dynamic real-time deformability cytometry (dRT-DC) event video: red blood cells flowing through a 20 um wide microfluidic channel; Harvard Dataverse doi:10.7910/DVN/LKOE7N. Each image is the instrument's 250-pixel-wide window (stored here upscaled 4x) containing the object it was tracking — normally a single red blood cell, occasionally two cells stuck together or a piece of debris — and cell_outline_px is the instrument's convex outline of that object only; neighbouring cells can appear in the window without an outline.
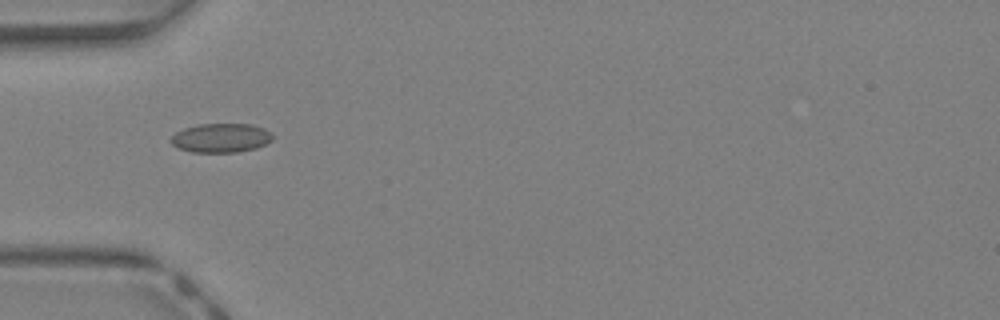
{"species": "Egyptian fruit bat (a non-hibernating species)", "species_latin": "Rousettus aegyptiacus", "temperature_condition": "warm", "stored_images_in_passage": 41, "camera_frame_rate_fps": 3000, "um_per_image_px": 0.085, "animal": {"sex": "female"}, "frame": {"image": 1, "passage_image": 12, "time_ms": 3.667, "image_size_px": [1000, 320], "cell_outline_px": [[272, 140], [256, 148], [236, 152], [192, 152], [180, 148], [172, 144], [172, 136], [176, 132], [184, 128], [200, 124], [252, 124], [264, 128], [272, 132]], "centroid_in_image_um": [18.81, 11.71], "position_along_channel_um": 66.2, "area_um2": 17.11}}
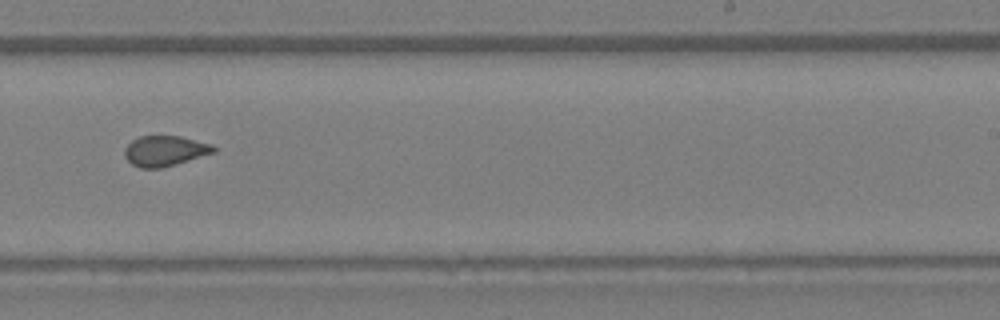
{"frame": {"image": 2, "passage_image": 25, "time_ms": 8.0, "image_size_px": [1000, 320], "cell_outline_px": [[216, 152], [176, 164], [160, 168], [140, 168], [132, 164], [124, 156], [124, 148], [132, 140], [140, 136], [180, 136], [212, 144], [216, 148]], "centroid_in_image_um": [14.01, 12.82], "position_along_channel_um": 275.0, "area_um2": 15.78}}
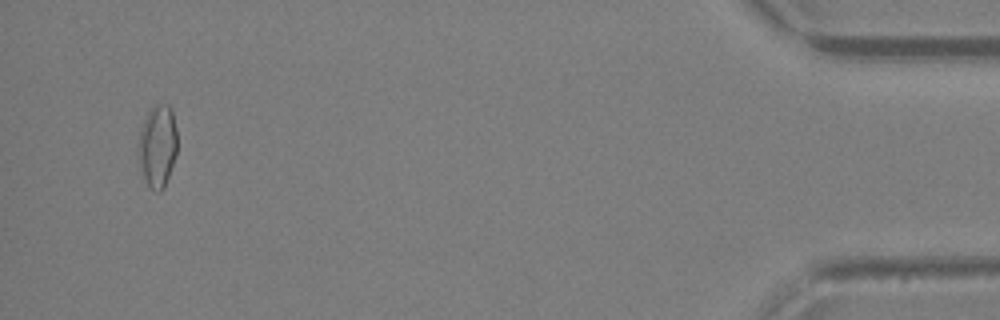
{"frame": {"image": 3, "passage_image": 39, "time_ms": 12.667, "image_size_px": [1000, 320], "cell_outline_px": [[176, 156], [164, 188], [160, 192], [156, 192], [148, 184], [136, 160], [136, 144], [140, 128], [152, 104], [168, 104], [172, 108], [176, 128]], "centroid_in_image_um": [13.35, 12.38], "position_along_channel_um": 421.8, "area_um2": 19.25}, "authors_computed_cell_mechanics": {"area_um2": 16.762, "velocity_mm_per_s": 4.8453, "shape_relaxation_time_tau1_ms": null, "shape_relaxation_time_tau2_ms": 0.775, "deformation_change_tau1": null, "deformation_change_tau2": 0.0531}}